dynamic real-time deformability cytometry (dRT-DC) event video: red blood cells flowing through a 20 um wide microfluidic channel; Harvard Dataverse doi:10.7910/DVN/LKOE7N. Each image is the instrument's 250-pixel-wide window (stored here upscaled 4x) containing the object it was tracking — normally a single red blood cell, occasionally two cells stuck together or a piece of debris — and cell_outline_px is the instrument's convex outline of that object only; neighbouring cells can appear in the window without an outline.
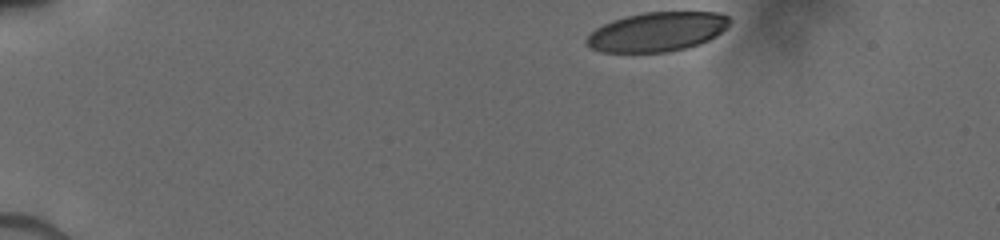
{"species": "human", "species_latin": "Homo sapiens", "temperature_condition": "cold", "stored_images_in_passage": 16, "camera_frame_rate_fps": 3000, "um_per_image_px": 0.085, "donor": {"sex": "male"}, "frame": {"image": 1, "passage_image": 1, "time_ms": 0.0, "image_size_px": [1000, 240], "cell_outline_px": [[728, 24], [720, 32], [708, 40], [700, 44], [688, 48], [668, 52], [600, 52], [592, 48], [584, 40], [596, 28], [612, 20], [644, 12], [716, 12], [728, 16]], "centroid_in_image_um": [55.83, 2.71], "position_along_channel_um": 29.2, "area_um2": 32.48}}
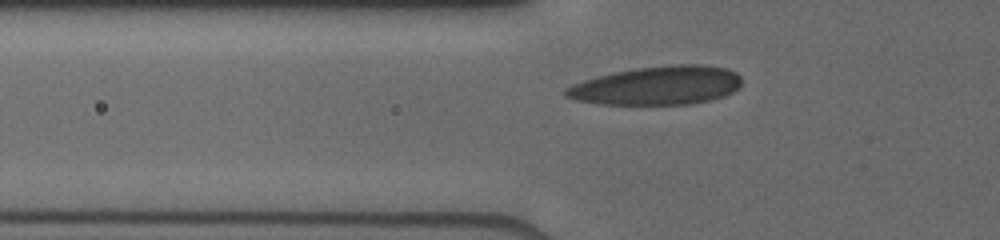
{"frame": {"image": 2, "passage_image": 12, "time_ms": 3.333, "image_size_px": [1000, 240], "cell_outline_px": [[740, 84], [732, 92], [724, 96], [708, 100], [688, 104], [600, 104], [576, 100], [564, 96], [564, 88], [572, 84], [584, 80], [616, 72], [636, 68], [676, 64], [700, 64], [728, 68], [736, 72], [740, 76]], "centroid_in_image_um": [55.86, 7.26], "position_along_channel_um": 69.9, "area_um2": 39.42}}
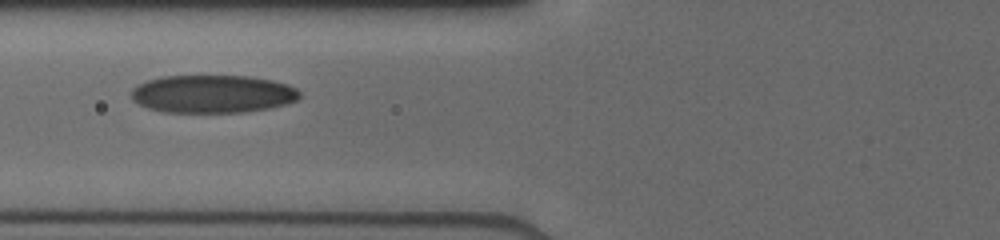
{"frame": {"image": 3, "passage_image": 14, "time_ms": 4.333, "image_size_px": [1000, 240], "cell_outline_px": [[300, 96], [296, 100], [284, 104], [268, 108], [244, 112], [164, 112], [148, 108], [132, 100], [132, 88], [136, 84], [160, 76], [248, 76], [272, 80], [288, 84], [296, 88], [300, 92]], "centroid_in_image_um": [18.05, 7.98], "position_along_channel_um": 107.7, "area_um2": 37.22}}